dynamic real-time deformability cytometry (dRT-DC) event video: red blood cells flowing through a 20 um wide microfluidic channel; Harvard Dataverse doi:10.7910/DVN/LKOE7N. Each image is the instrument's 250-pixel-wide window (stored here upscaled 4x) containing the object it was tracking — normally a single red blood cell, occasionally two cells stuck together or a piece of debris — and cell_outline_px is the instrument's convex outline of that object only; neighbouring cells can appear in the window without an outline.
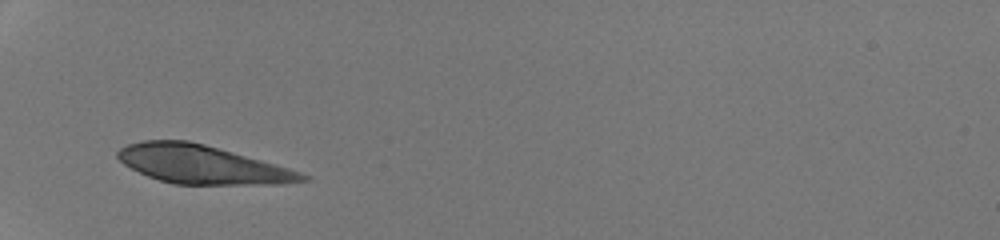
{"species": "human", "species_latin": "Homo sapiens", "temperature_condition": "room temperature", "stored_images_in_passage": 26, "camera_frame_rate_fps": 3000, "um_per_image_px": 0.085, "donor": {"sex": "male"}, "frame": {"image": 1, "passage_image": 1, "time_ms": 0.0, "image_size_px": [1000, 240], "cell_outline_px": [[312, 180], [280, 184], [176, 184], [160, 180], [148, 176], [124, 164], [116, 156], [116, 152], [120, 148], [128, 144], [144, 140], [188, 140], [204, 144], [288, 168], [312, 176]], "centroid_in_image_um": [17.18, 13.98], "position_along_channel_um": 67.8, "area_um2": 40.92}}
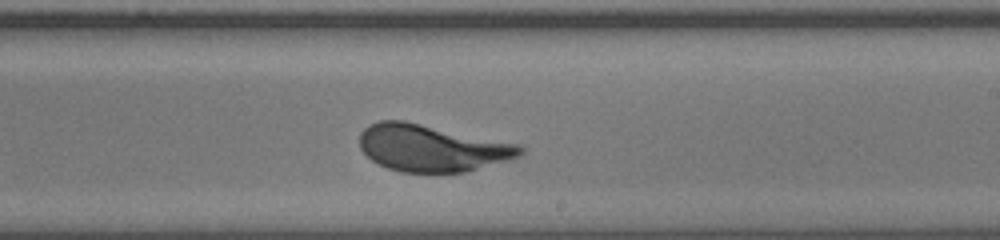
{"frame": {"image": 2, "passage_image": 15, "time_ms": 4.667, "image_size_px": [1000, 240], "cell_outline_px": [[524, 152], [520, 156], [508, 160], [468, 172], [400, 172], [388, 168], [372, 160], [360, 148], [360, 132], [368, 124], [380, 120], [404, 120], [520, 144], [524, 148]], "centroid_in_image_um": [36.72, 12.57], "position_along_channel_um": 252.3, "area_um2": 44.04}}
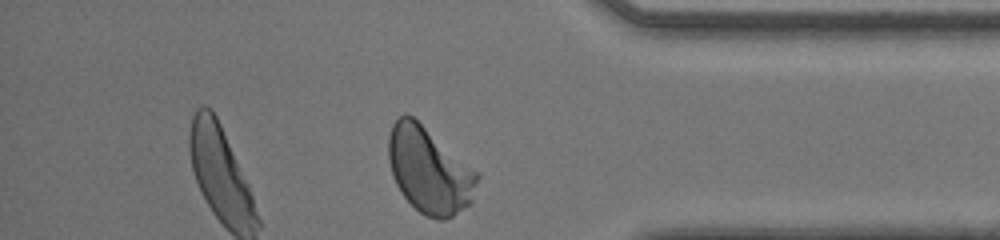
{"frame": {"image": 3, "passage_image": 26, "time_ms": 8.333, "image_size_px": [1000, 240], "cell_outline_px": [[480, 176], [472, 204], [452, 216], [444, 220], [436, 220], [420, 212], [400, 192], [392, 176], [388, 160], [388, 136], [392, 124], [404, 112], [412, 116], [480, 172]], "centroid_in_image_um": [36.51, 14.47], "position_along_channel_um": 398.7, "area_um2": 44.97}, "authors_computed_cell_mechanics": {"area_um2": 43.4945, "velocity_mm_per_s": 4.2343, "shape_relaxation_time_tau1_ms": 2.7545, "shape_relaxation_time_tau2_ms": null, "deformation_change_tau1": 0.1552, "deformation_change_tau2": null}}